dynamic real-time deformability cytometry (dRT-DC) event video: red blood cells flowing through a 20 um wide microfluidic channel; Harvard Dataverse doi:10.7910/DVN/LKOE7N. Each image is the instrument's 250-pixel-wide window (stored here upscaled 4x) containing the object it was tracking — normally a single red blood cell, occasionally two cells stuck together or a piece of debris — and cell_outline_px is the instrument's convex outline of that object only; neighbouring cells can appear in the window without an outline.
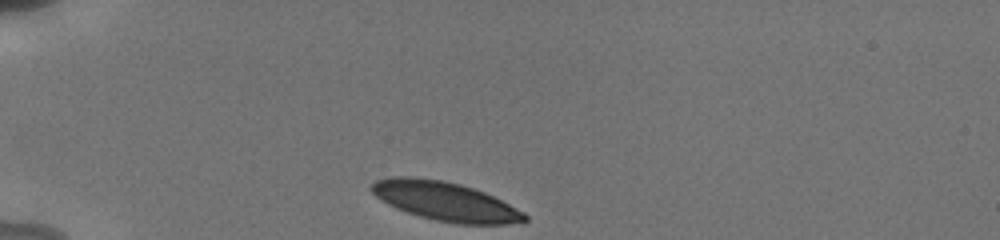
{"species": "human", "species_latin": "Homo sapiens", "temperature_condition": "cold", "stored_images_in_passage": 32, "camera_frame_rate_fps": 3000, "um_per_image_px": 0.085, "donor": {"sex": "male"}, "frame": {"image": 1, "passage_image": 1, "time_ms": 0.0, "image_size_px": [1000, 240], "cell_outline_px": [[528, 220], [524, 224], [456, 224], [436, 220], [420, 216], [396, 208], [388, 204], [376, 196], [368, 188], [376, 180], [392, 176], [412, 176], [444, 180], [460, 184], [484, 192], [524, 212], [528, 216]], "centroid_in_image_um": [37.86, 17.11], "position_along_channel_um": 47.1, "area_um2": 34.85}}
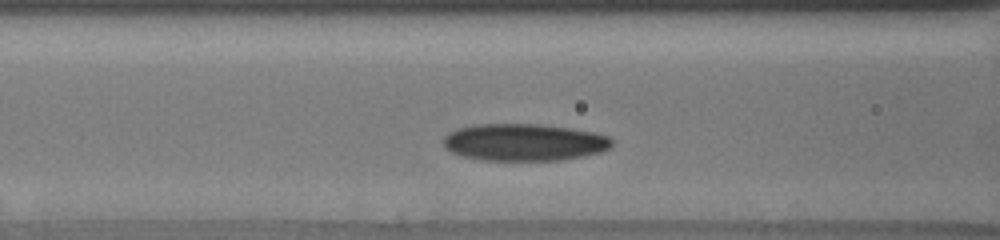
{"frame": {"image": 2, "passage_image": 10, "time_ms": 3.0, "image_size_px": [1000, 240], "cell_outline_px": [[612, 144], [608, 148], [600, 152], [584, 156], [560, 160], [480, 160], [464, 156], [452, 152], [444, 148], [444, 136], [448, 132], [456, 128], [476, 124], [540, 124], [572, 128], [592, 132], [608, 136], [612, 140]], "centroid_in_image_um": [44.52, 12.09], "position_along_channel_um": 122.1, "area_um2": 36.53}}
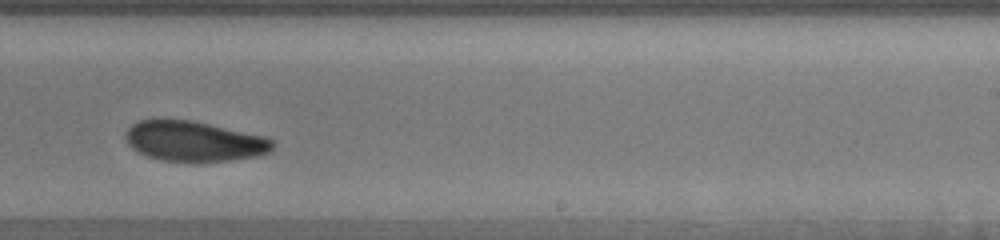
{"frame": {"image": 3, "passage_image": 24, "time_ms": 7.0, "image_size_px": [1000, 240], "cell_outline_px": [[276, 144], [272, 152], [256, 156], [232, 160], [200, 164], [160, 160], [136, 152], [128, 144], [124, 136], [128, 128], [136, 120], [152, 116], [160, 116], [192, 120], [268, 136], [276, 140]], "centroid_in_image_um": [16.49, 11.99], "position_along_channel_um": 272.5, "area_um2": 36.53}}